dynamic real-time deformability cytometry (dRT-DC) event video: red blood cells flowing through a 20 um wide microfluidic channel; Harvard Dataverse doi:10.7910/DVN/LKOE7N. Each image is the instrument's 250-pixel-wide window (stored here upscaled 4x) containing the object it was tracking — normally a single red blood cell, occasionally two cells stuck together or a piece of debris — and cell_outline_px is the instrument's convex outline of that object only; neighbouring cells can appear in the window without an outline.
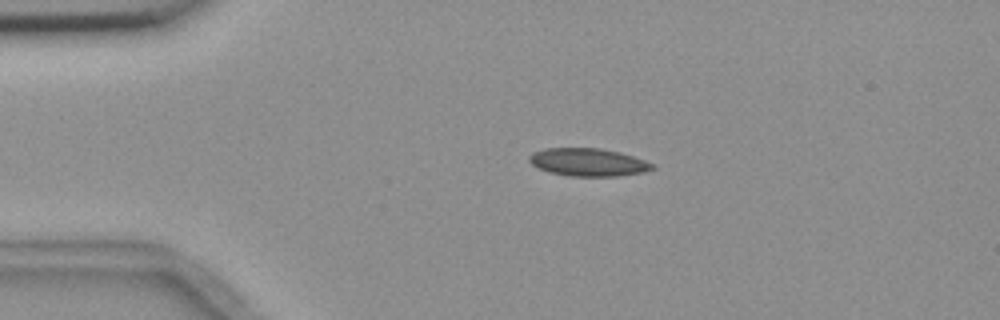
{"species": "common noctule bat (a hibernating species)", "species_latin": "Nyctalus noctula", "temperature_condition": "room temperature", "stored_images_in_passage": 3, "camera_frame_rate_fps": 3000, "um_per_image_px": 0.085, "animal": {"sex": "female", "body_mass_g": 18.4}, "frame": {"image": 1, "passage_image": 2, "time_ms": 1.333, "image_size_px": [1000, 320], "cell_outline_px": [[656, 168], [644, 172], [616, 176], [572, 176], [548, 172], [532, 164], [528, 160], [528, 156], [532, 152], [544, 148], [600, 148], [620, 152], [656, 164]], "centroid_in_image_um": [50.0, 13.78], "position_along_channel_um": 35.0, "area_um2": 20.06}}